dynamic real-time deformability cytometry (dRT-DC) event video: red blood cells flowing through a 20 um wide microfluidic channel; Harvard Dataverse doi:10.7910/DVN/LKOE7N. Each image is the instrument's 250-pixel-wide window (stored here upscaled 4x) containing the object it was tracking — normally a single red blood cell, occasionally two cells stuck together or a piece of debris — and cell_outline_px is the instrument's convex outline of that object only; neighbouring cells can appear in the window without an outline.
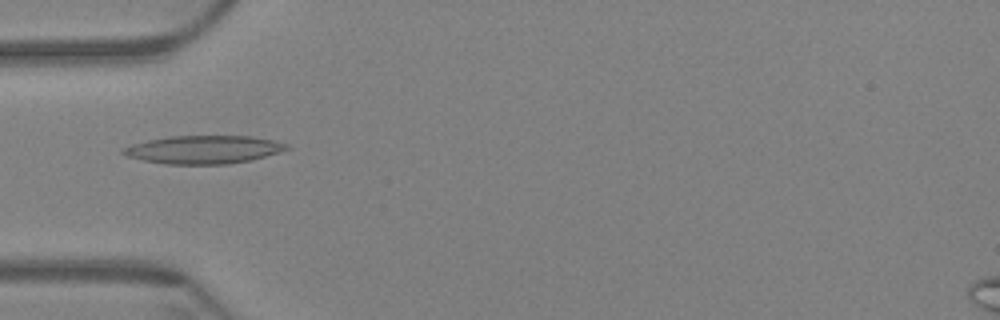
{"species": "Egyptian fruit bat (a non-hibernating species)", "species_latin": "Rousettus aegyptiacus", "temperature_condition": "warm", "stored_images_in_passage": 42, "camera_frame_rate_fps": 3000, "um_per_image_px": 0.085, "animal": {"sex": "female"}, "frame": {"image": 1, "passage_image": 1, "time_ms": 0.0, "image_size_px": [1000, 320], "cell_outline_px": [[292, 148], [280, 152], [252, 160], [228, 164], [164, 164], [144, 160], [128, 156], [120, 152], [120, 148], [132, 144], [148, 140], [168, 136], [252, 136], [272, 140], [288, 144]], "centroid_in_image_um": [17.32, 12.71], "position_along_channel_um": 67.7, "area_um2": 26.93}}
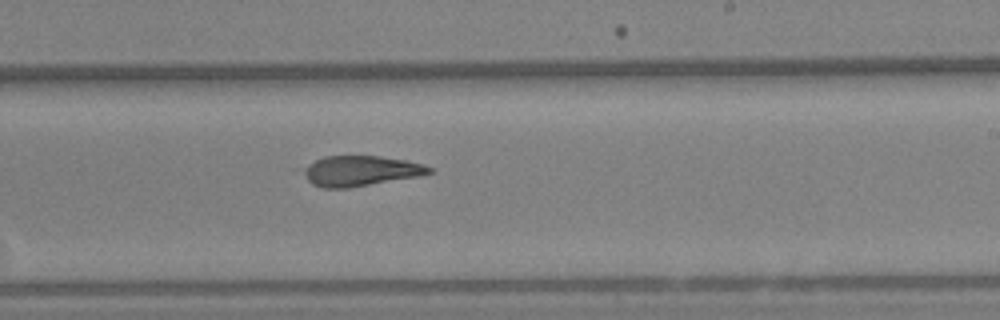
{"frame": {"image": 2, "passage_image": 18, "time_ms": 5.667, "image_size_px": [1000, 320], "cell_outline_px": [[436, 172], [420, 176], [348, 188], [324, 188], [312, 184], [296, 168], [324, 156], [380, 156], [404, 160], [424, 164], [432, 168]], "centroid_in_image_um": [30.58, 14.52], "position_along_channel_um": 258.4, "area_um2": 22.66}}
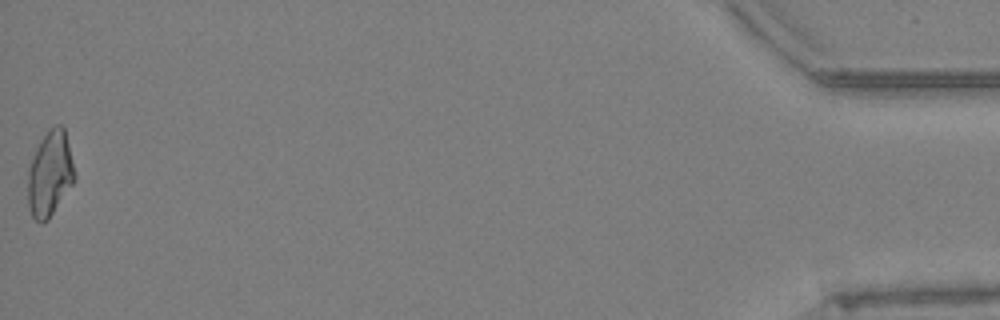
{"frame": {"image": 3, "passage_image": 42, "time_ms": 13.667, "image_size_px": [1000, 320], "cell_outline_px": [[76, 180], [48, 220], [40, 224], [32, 216], [28, 204], [28, 168], [36, 148], [40, 140], [48, 128], [56, 124], [60, 124], [64, 128], [76, 176]], "centroid_in_image_um": [4.24, 14.77], "position_along_channel_um": 431.0, "area_um2": 23.35}, "authors_computed_cell_mechanics": {"area_um2": 23.1489, "velocity_mm_per_s": 3.386, "shape_relaxation_time_tau1_ms": null, "shape_relaxation_time_tau2_ms": 4.1116, "deformation_change_tau1": null, "deformation_change_tau2": 0.117}}